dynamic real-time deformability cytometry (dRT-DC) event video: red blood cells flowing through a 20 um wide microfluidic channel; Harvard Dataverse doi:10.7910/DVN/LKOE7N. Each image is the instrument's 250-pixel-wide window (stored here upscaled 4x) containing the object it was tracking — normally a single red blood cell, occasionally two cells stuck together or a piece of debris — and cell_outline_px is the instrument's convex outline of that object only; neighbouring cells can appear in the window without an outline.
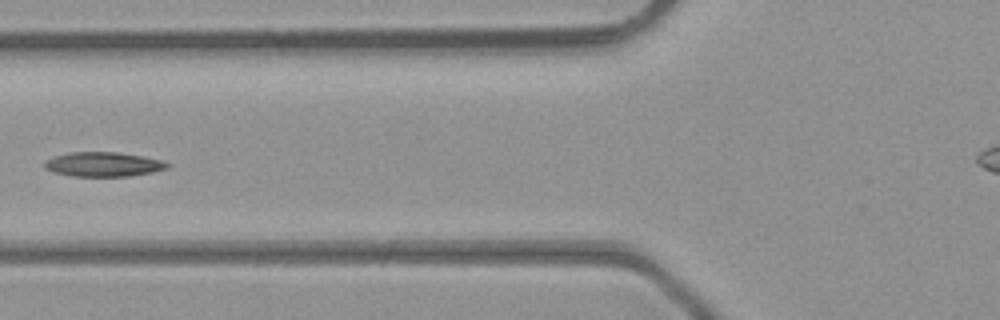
{"species": "common noctule bat (a hibernating species)", "species_latin": "Nyctalus noctula", "temperature_condition": "room temperature", "stored_images_in_passage": 5, "camera_frame_rate_fps": 3000, "um_per_image_px": 0.085, "animal": {"sex": "male", "body_mass_g": 23.1, "forearm_length_mm": 52.7}, "frame": {"image": 1, "passage_image": 4, "time_ms": 1.0, "image_size_px": [1000, 320], "cell_outline_px": [[168, 168], [152, 172], [128, 176], [72, 176], [52, 172], [44, 168], [44, 160], [68, 152], [116, 152], [144, 156], [160, 160], [168, 164]], "centroid_in_image_um": [8.73, 13.96], "position_along_channel_um": 117.1, "area_um2": 17.46}}
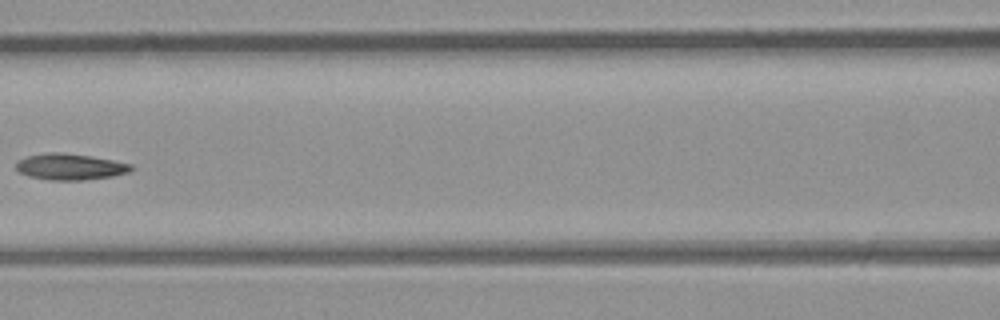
{"frame": {"image": 2, "passage_image": 5, "time_ms": 1.333, "image_size_px": [1000, 320], "cell_outline_px": [[136, 168], [128, 172], [112, 176], [84, 180], [48, 180], [28, 176], [20, 172], [16, 168], [16, 160], [28, 156], [48, 152], [64, 152], [92, 156], [132, 164]], "centroid_in_image_um": [5.96, 14.17], "position_along_channel_um": 160.6, "area_um2": 17.74}}